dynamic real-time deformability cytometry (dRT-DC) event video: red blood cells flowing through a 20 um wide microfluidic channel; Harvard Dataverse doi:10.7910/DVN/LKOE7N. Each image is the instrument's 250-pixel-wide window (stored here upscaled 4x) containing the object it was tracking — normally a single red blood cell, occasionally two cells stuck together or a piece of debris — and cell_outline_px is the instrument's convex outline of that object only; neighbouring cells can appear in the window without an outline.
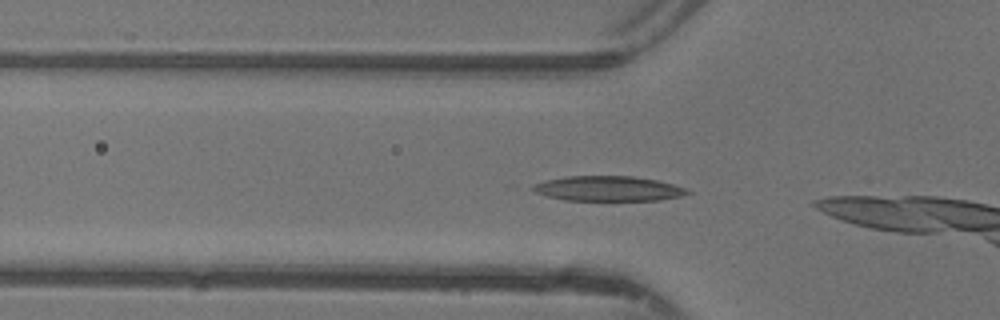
{"species": "common noctule bat (a hibernating species)", "species_latin": "Nyctalus noctula", "temperature_condition": "warm", "stored_images_in_passage": 6, "camera_frame_rate_fps": 3000, "um_per_image_px": 0.085, "animal": {"sex": "female"}, "frame": {"image": 1, "passage_image": 2, "time_ms": 0.333, "image_size_px": [1000, 320], "cell_outline_px": [[692, 192], [680, 196], [660, 200], [564, 200], [548, 196], [536, 192], [532, 188], [536, 184], [548, 180], [564, 176], [632, 176], [656, 180], [672, 184], [684, 188]], "centroid_in_image_um": [51.72, 16.03], "position_along_channel_um": 74.1, "area_um2": 22.14}}
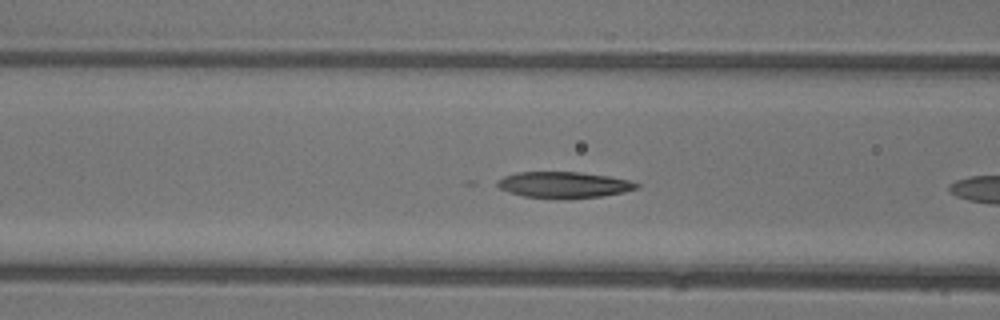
{"frame": {"image": 2, "passage_image": 5, "time_ms": 1.333, "image_size_px": [1000, 320], "cell_outline_px": [[640, 188], [624, 192], [600, 196], [524, 196], [508, 192], [492, 184], [496, 180], [504, 176], [516, 172], [580, 172], [608, 176], [628, 180], [640, 184]], "centroid_in_image_um": [47.89, 15.66], "position_along_channel_um": 118.7, "area_um2": 20.52}}